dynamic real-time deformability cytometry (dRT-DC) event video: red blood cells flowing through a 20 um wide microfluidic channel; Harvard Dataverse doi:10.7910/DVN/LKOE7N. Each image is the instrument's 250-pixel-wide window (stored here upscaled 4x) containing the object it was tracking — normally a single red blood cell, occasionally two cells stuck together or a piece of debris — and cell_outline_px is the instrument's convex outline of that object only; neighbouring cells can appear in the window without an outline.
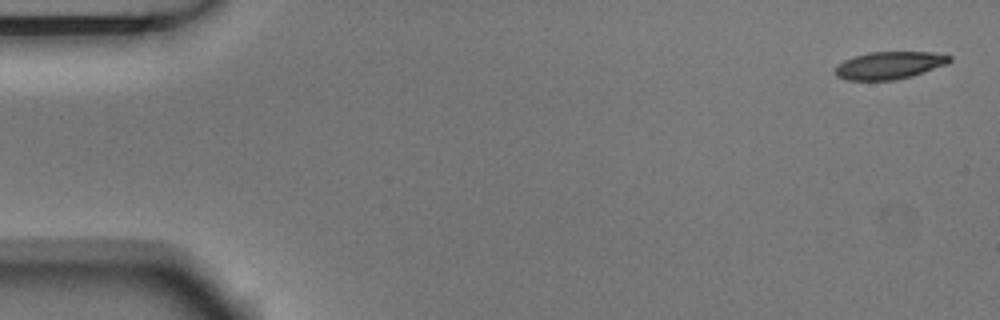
{"species": "Egyptian fruit bat (a non-hibernating species)", "species_latin": "Rousettus aegyptiacus", "temperature_condition": "room temperature", "stored_images_in_passage": 5, "camera_frame_rate_fps": 3000, "um_per_image_px": 0.085, "animal": {"sex": "male"}, "frame": {"image": 1, "passage_image": 1, "time_ms": 0.0, "image_size_px": [1000, 320], "cell_outline_px": [[952, 60], [948, 64], [912, 76], [896, 80], [848, 80], [836, 76], [836, 68], [844, 60], [868, 52], [932, 52], [952, 56]], "centroid_in_image_um": [75.65, 5.55], "position_along_channel_um": 9.4, "area_um2": 18.26}}
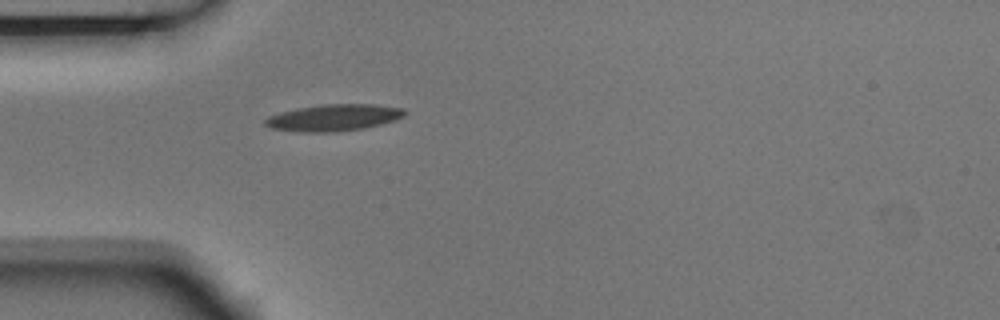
{"frame": {"image": 2, "passage_image": 5, "time_ms": 1.333, "image_size_px": [1000, 320], "cell_outline_px": [[408, 112], [404, 116], [396, 120], [364, 128], [332, 132], [300, 132], [272, 128], [264, 124], [264, 120], [268, 116], [280, 112], [300, 108], [324, 104], [372, 104], [404, 108]], "centroid_in_image_um": [28.39, 10.0], "position_along_channel_um": 56.6, "area_um2": 21.62}}